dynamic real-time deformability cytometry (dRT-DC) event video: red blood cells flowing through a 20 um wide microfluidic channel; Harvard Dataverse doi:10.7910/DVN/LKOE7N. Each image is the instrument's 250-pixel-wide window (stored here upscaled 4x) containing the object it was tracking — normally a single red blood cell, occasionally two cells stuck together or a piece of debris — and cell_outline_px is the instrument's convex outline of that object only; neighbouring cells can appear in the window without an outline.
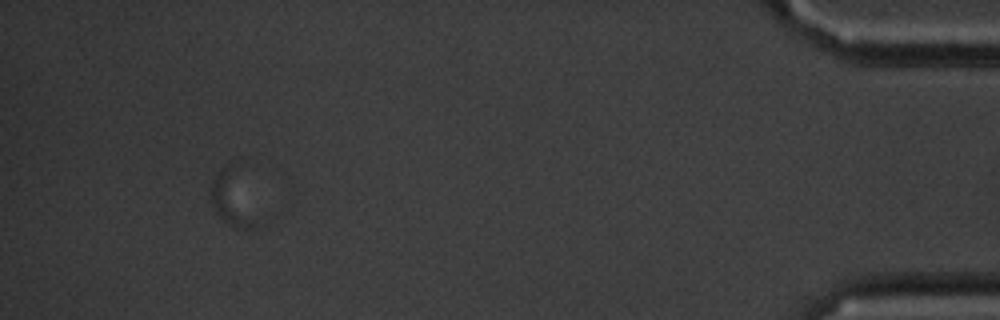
{"species": "common noctule bat (a hibernating species)", "species_latin": "Nyctalus noctula", "temperature_condition": "cold", "stored_images_in_passage": 56, "segment_of_instrument_passage": [2, 2], "camera_frame_rate_fps": 3000, "um_per_image_px": 0.085, "animal": {"sex": "male", "body_mass_g": 20.1, "forearm_length_mm": 53.5}, "frame": {"image": 1, "passage_image": 56, "time_ms": 18.333, "image_size_px": [1000, 320], "cell_outline_px": [[256, 228], [252, 232], [240, 228], [224, 220], [216, 212], [212, 200], [212, 180], [220, 172], [224, 172], [256, 224]], "centroid_in_image_um": [19.59, 17.33], "position_along_channel_um": 415.6, "area_um2": 10.0}}